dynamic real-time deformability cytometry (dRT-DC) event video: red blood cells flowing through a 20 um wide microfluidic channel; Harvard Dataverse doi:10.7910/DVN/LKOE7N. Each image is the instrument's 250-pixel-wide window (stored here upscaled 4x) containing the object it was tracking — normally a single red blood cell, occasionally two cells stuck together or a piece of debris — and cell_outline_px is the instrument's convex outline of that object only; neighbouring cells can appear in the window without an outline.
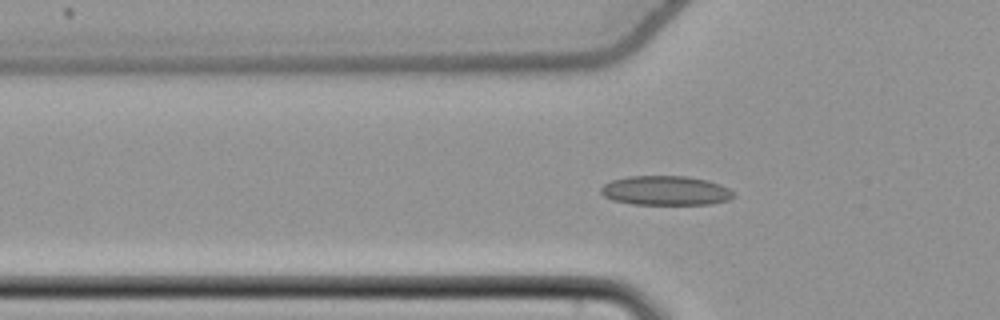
{"species": "common noctule bat (a hibernating species)", "species_latin": "Nyctalus noctula", "temperature_condition": "cold", "stored_images_in_passage": 53, "camera_frame_rate_fps": 3000, "um_per_image_px": 0.085, "animal": {"sex": "female", "body_mass_g": 22.7, "forearm_length_mm": 54.2}, "frame": {"image": 1, "passage_image": 18, "time_ms": 5.667, "image_size_px": [1000, 320], "cell_outline_px": [[736, 196], [728, 200], [712, 204], [632, 204], [612, 200], [604, 196], [600, 192], [600, 188], [604, 184], [612, 180], [628, 176], [684, 176], [708, 180], [720, 184], [728, 188]], "centroid_in_image_um": [56.57, 16.2], "position_along_channel_um": 69.2, "area_um2": 22.77}}
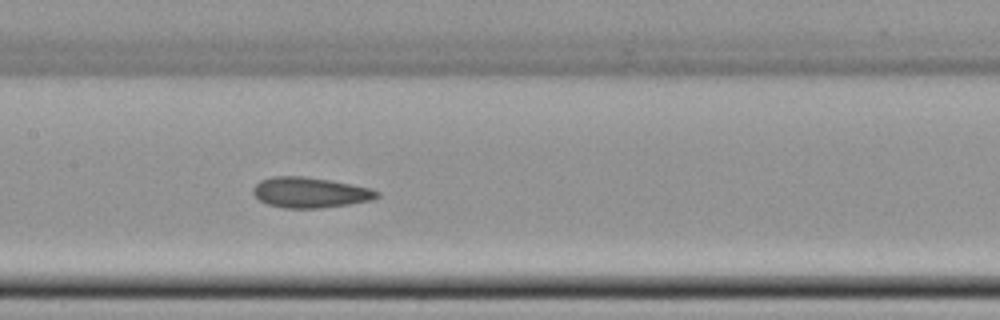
{"frame": {"image": 2, "passage_image": 27, "time_ms": 8.667, "image_size_px": [1000, 320], "cell_outline_px": [[380, 196], [372, 200], [348, 204], [320, 208], [284, 208], [268, 204], [260, 200], [252, 192], [252, 188], [260, 180], [272, 176], [304, 176], [332, 180], [372, 188], [380, 192]], "centroid_in_image_um": [26.37, 16.35], "position_along_channel_um": 181.0, "area_um2": 22.14}}
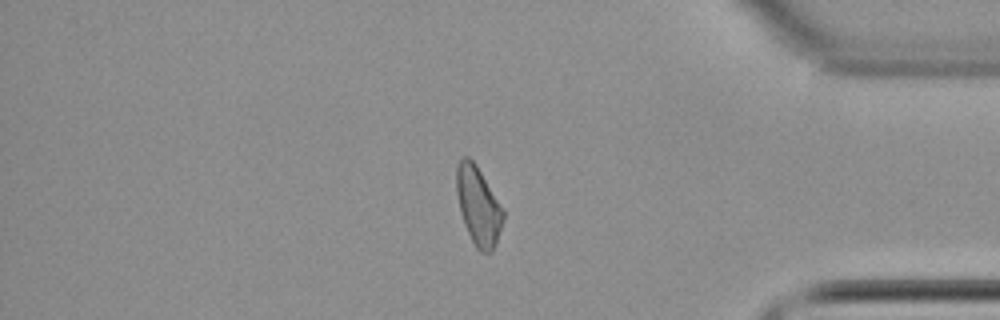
{"frame": {"image": 3, "passage_image": 46, "time_ms": 15.0, "image_size_px": [1000, 320], "cell_outline_px": [[504, 220], [492, 252], [480, 252], [476, 248], [464, 224], [460, 212], [456, 192], [456, 164], [464, 156], [468, 156], [476, 164], [504, 208]], "centroid_in_image_um": [40.65, 17.47], "position_along_channel_um": 394.5, "area_um2": 21.5}, "authors_computed_cell_mechanics": {"area_um2": 21.964, "velocity_mm_per_s": 3.7709, "shape_relaxation_time_tau1_ms": 9.4717, "shape_relaxation_time_tau2_ms": 2.3393, "deformation_change_tau1": 0.1239, "deformation_change_tau2": 0.0766}}